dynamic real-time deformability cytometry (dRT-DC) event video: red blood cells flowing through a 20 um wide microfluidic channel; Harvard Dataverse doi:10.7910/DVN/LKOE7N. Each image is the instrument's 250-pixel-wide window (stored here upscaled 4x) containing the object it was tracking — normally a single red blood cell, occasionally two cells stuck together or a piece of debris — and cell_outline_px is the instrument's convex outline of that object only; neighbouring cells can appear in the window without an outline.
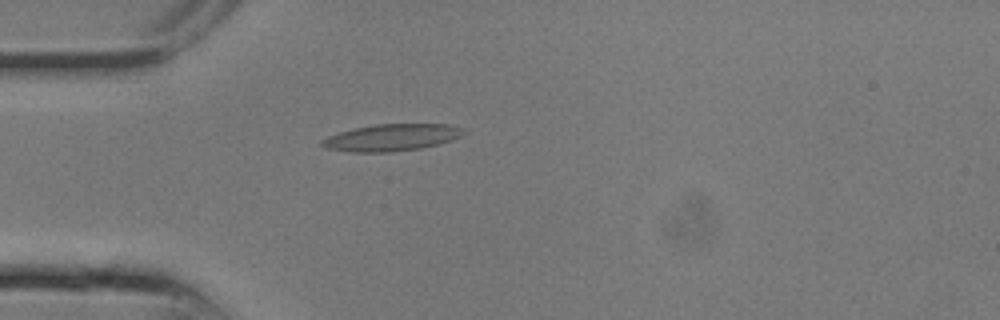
{"species": "common noctule bat (a hibernating species)", "species_latin": "Nyctalus noctula", "temperature_condition": "room temperature", "stored_images_in_passage": 9, "camera_frame_rate_fps": 3000, "um_per_image_px": 0.085, "animal": {"sex": "male", "body_mass_g": 13.3}, "frame": {"image": 1, "passage_image": 7, "time_ms": 2.0, "image_size_px": [1000, 320], "cell_outline_px": [[464, 132], [460, 136], [452, 140], [440, 144], [420, 148], [392, 152], [348, 152], [324, 148], [320, 144], [320, 140], [328, 136], [352, 128], [376, 124], [448, 124], [464, 128]], "centroid_in_image_um": [33.25, 11.69], "position_along_channel_um": 51.7, "area_um2": 22.37}}
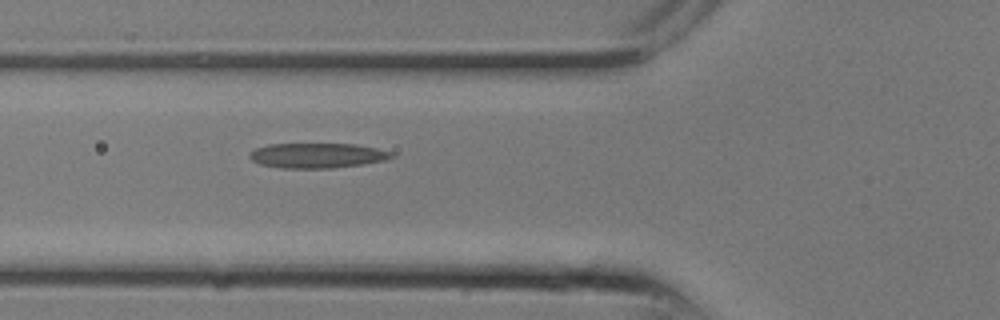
{"frame": {"image": 2, "passage_image": 9, "time_ms": 2.667, "image_size_px": [1000, 320], "cell_outline_px": [[396, 156], [388, 160], [364, 164], [332, 168], [280, 168], [260, 164], [252, 160], [248, 156], [256, 148], [268, 144], [356, 144], [376, 148], [392, 152]], "centroid_in_image_um": [27.01, 13.22], "position_along_channel_um": 98.8, "area_um2": 20.75}}